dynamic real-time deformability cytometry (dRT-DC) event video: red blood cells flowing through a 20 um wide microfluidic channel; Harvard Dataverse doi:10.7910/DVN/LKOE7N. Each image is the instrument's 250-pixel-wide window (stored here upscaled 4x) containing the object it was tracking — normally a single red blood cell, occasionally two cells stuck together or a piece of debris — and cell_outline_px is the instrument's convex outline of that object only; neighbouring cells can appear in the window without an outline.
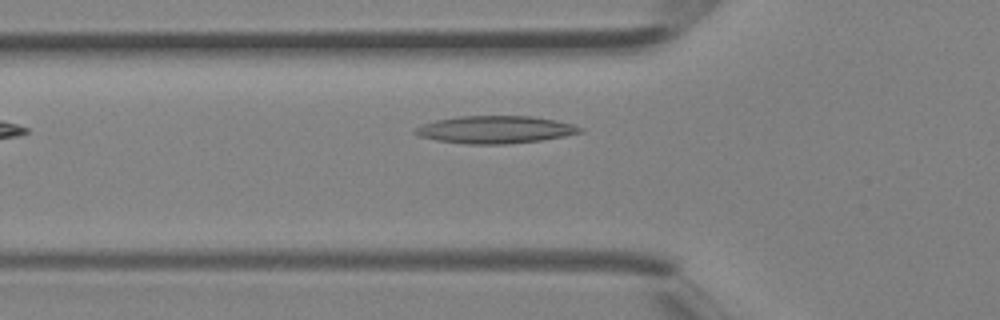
{"species": "Egyptian fruit bat (a non-hibernating species)", "species_latin": "Rousettus aegyptiacus", "temperature_condition": "room temperature", "stored_images_in_passage": 5, "camera_frame_rate_fps": 3000, "um_per_image_px": 0.085, "animal": {"sex": "female"}, "frame": {"image": 1, "passage_image": 5, "time_ms": 1.333, "image_size_px": [1000, 320], "cell_outline_px": [[584, 132], [564, 136], [540, 140], [508, 144], [468, 144], [436, 140], [420, 136], [412, 132], [416, 128], [424, 124], [436, 120], [460, 116], [532, 116], [556, 120], [572, 124], [584, 128]], "centroid_in_image_um": [42.13, 11.01], "position_along_channel_um": 83.7, "area_um2": 26.36}}